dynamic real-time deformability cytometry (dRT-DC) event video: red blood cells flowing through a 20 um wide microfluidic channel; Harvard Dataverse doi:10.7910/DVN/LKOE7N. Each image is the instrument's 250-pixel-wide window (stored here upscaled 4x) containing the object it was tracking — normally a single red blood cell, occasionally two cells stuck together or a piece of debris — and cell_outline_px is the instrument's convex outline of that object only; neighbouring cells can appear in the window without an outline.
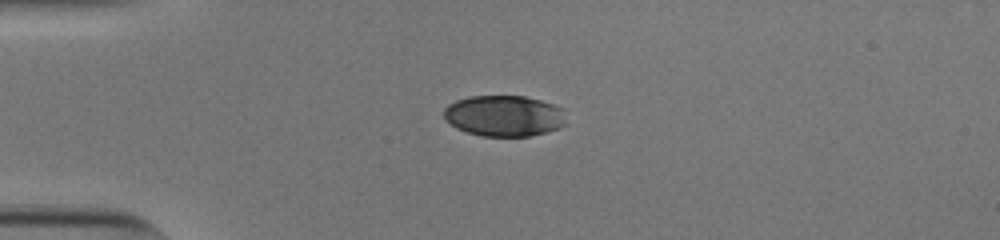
{"species": "human", "species_latin": "Homo sapiens", "temperature_condition": "cold", "stored_images_in_passage": 41, "camera_frame_rate_fps": 3000, "um_per_image_px": 0.085, "donor": {"sex": "male"}, "frame": {"image": 1, "passage_image": 1, "time_ms": 0.0, "image_size_px": [1000, 240], "cell_outline_px": [[568, 124], [560, 128], [528, 136], [480, 136], [456, 128], [444, 116], [444, 108], [448, 104], [456, 100], [472, 96], [524, 96], [540, 100], [564, 108]], "centroid_in_image_um": [42.9, 9.84], "position_along_channel_um": 42.1, "area_um2": 29.36}}
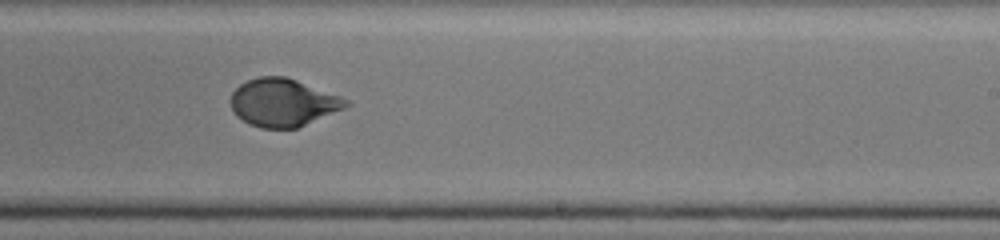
{"frame": {"image": 2, "passage_image": 21, "time_ms": 6.667, "image_size_px": [1000, 240], "cell_outline_px": [[352, 104], [344, 108], [296, 128], [260, 128], [248, 124], [236, 116], [232, 108], [232, 92], [240, 84], [248, 80], [260, 76], [288, 76], [340, 96], [348, 100]], "centroid_in_image_um": [24.05, 8.71], "position_along_channel_um": 264.9, "area_um2": 32.02}}
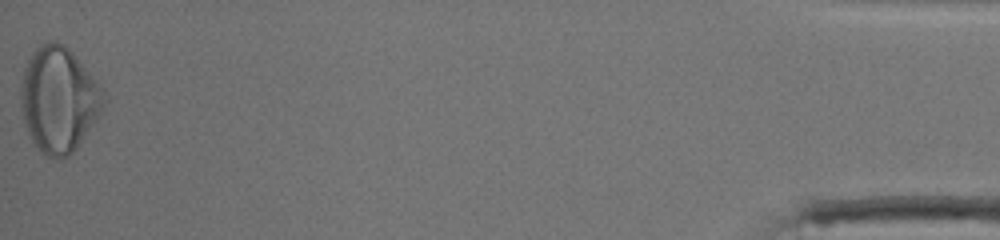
{"frame": {"image": 3, "passage_image": 41, "time_ms": 13.333, "image_size_px": [1000, 240], "cell_outline_px": [[108, 100], [76, 148], [68, 156], [60, 160], [48, 156], [32, 140], [28, 132], [24, 120], [20, 96], [20, 88], [24, 68], [32, 52], [40, 44], [52, 40], [56, 40], [64, 44], [72, 52], [104, 88]], "centroid_in_image_um": [5.01, 8.42], "position_along_channel_um": 430.2, "area_um2": 50.69}, "authors_computed_cell_mechanics": {"area_um2": 32.1946, "velocity_mm_per_s": 3.8276, "shape_relaxation_time_tau1_ms": 5.7573, "shape_relaxation_time_tau2_ms": null, "deformation_change_tau1": 0.1837, "deformation_change_tau2": null}}